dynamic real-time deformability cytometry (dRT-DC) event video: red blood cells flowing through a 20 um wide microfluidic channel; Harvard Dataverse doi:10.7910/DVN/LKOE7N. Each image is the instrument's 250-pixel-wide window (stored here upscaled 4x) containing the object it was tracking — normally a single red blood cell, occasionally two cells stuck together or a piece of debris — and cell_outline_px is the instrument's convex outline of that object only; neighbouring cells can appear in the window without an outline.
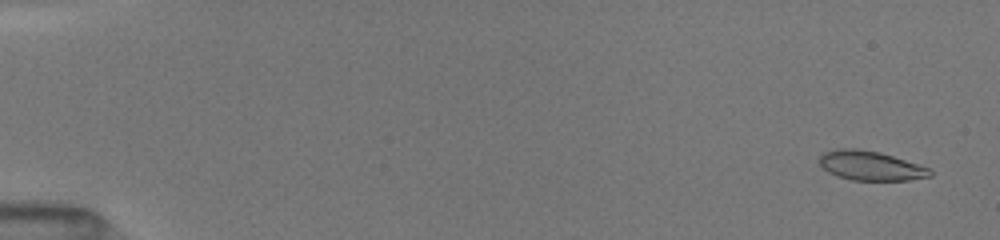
{"species": "common noctule bat (a hibernating species)", "species_latin": "Nyctalus noctula", "temperature_condition": "room temperature", "stored_images_in_passage": 52, "camera_frame_rate_fps": 3000, "um_per_image_px": 0.085, "animal": {"sex": "female", "body_mass_g": 19.5, "forearm_length_mm": 54.1}, "frame": {"image": 1, "passage_image": 3, "time_ms": 0.667, "image_size_px": [1000, 240], "cell_outline_px": [[932, 176], [908, 180], [852, 180], [836, 176], [828, 172], [820, 164], [820, 156], [824, 152], [836, 148], [856, 148], [880, 152], [932, 168]], "centroid_in_image_um": [74.02, 14.08], "position_along_channel_um": 11.0, "area_um2": 19.07}}
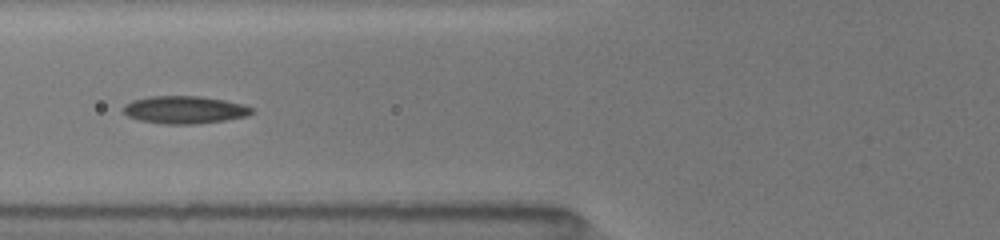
{"frame": {"image": 2, "passage_image": 22, "time_ms": 7.0, "image_size_px": [1000, 240], "cell_outline_px": [[256, 112], [248, 116], [224, 120], [196, 124], [164, 124], [140, 120], [128, 116], [124, 112], [124, 104], [132, 100], [148, 96], [200, 96], [224, 100], [244, 104], [252, 108]], "centroid_in_image_um": [15.71, 9.33], "position_along_channel_um": 110.1, "area_um2": 20.75}}
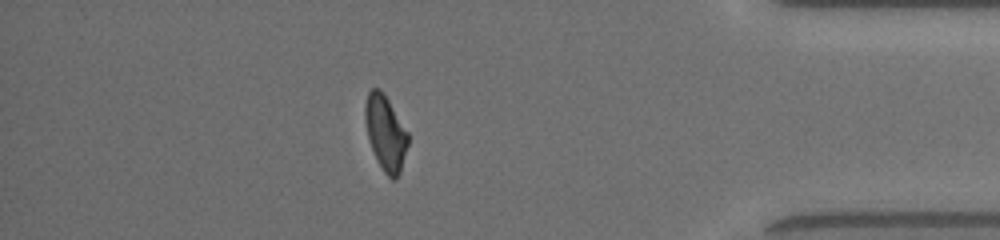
{"frame": {"image": 3, "passage_image": 46, "time_ms": 15.0, "image_size_px": [1000, 240], "cell_outline_px": [[408, 144], [400, 172], [396, 180], [392, 180], [384, 172], [372, 148], [368, 136], [364, 120], [364, 104], [368, 92], [372, 88], [380, 88], [384, 92], [408, 132]], "centroid_in_image_um": [32.76, 11.25], "position_along_channel_um": 402.4, "area_um2": 18.73}, "authors_computed_cell_mechanics": {"area_um2": 19.5653, "velocity_mm_per_s": 4.0565, "shape_relaxation_time_tau1_ms": 3.4607, "shape_relaxation_time_tau2_ms": 2.4815, "deformation_change_tau1": 0.1558, "deformation_change_tau2": 0.0646}}